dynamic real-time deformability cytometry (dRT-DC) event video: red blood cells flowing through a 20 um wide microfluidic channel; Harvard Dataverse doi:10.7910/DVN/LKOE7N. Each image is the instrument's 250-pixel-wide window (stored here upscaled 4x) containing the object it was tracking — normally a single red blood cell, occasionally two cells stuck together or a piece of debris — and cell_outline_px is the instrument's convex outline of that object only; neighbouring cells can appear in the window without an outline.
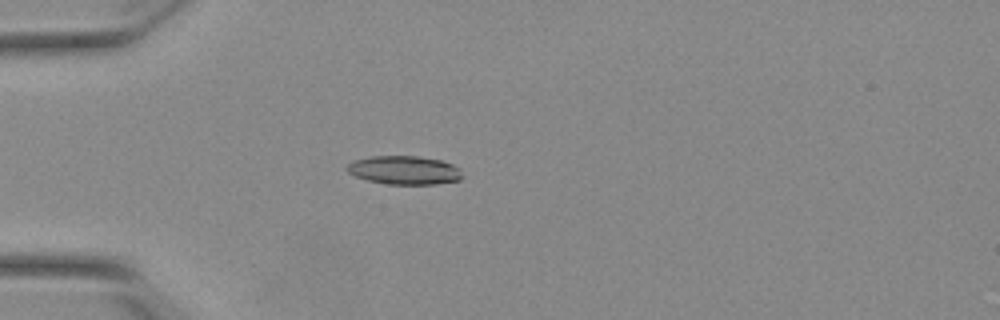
{"species": "Egyptian fruit bat (a non-hibernating species)", "species_latin": "Rousettus aegyptiacus", "temperature_condition": "warm", "stored_images_in_passage": 54, "camera_frame_rate_fps": 3000, "um_per_image_px": 0.085, "animal": {"sex": "female"}, "frame": {"image": 1, "passage_image": 16, "time_ms": 5.0, "image_size_px": [1000, 320], "cell_outline_px": [[460, 180], [436, 184], [388, 184], [368, 180], [356, 176], [348, 172], [344, 168], [352, 160], [372, 156], [416, 156], [440, 160], [452, 164], [460, 168]], "centroid_in_image_um": [34.33, 14.46], "position_along_channel_um": 50.7, "area_um2": 19.13}}
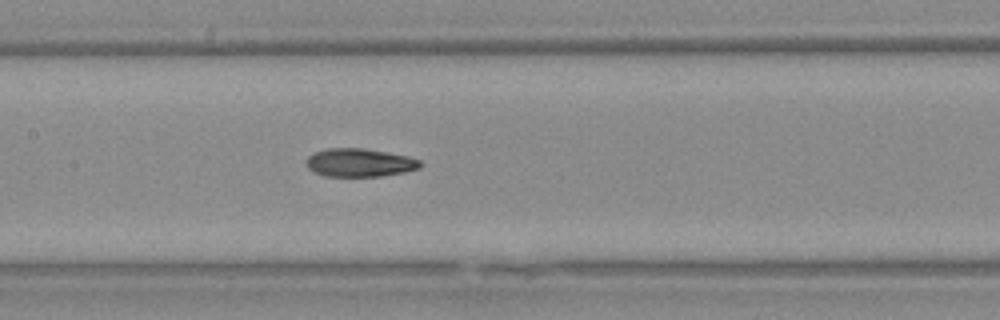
{"frame": {"image": 2, "passage_image": 27, "time_ms": 8.667, "image_size_px": [1000, 320], "cell_outline_px": [[424, 164], [420, 168], [404, 172], [380, 176], [324, 176], [308, 168], [308, 156], [312, 152], [328, 148], [364, 148], [408, 156], [420, 160]], "centroid_in_image_um": [30.6, 13.82], "position_along_channel_um": 176.8, "area_um2": 18.73}}
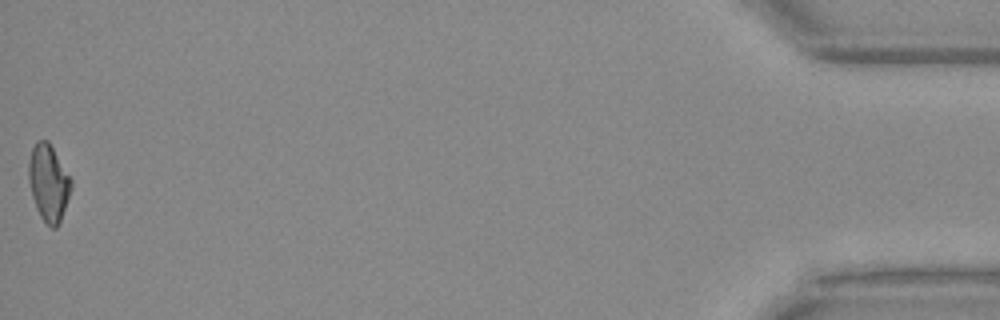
{"frame": {"image": 3, "passage_image": 54, "time_ms": 17.667, "image_size_px": [1000, 320], "cell_outline_px": [[72, 188], [60, 224], [56, 228], [52, 228], [40, 216], [36, 208], [32, 196], [28, 180], [28, 164], [32, 148], [36, 140], [48, 140], [72, 180]], "centroid_in_image_um": [4.13, 15.55], "position_along_channel_um": 431.1, "area_um2": 19.07}, "authors_computed_cell_mechanics": {"area_um2": 18.9006, "velocity_mm_per_s": 3.864, "shape_relaxation_time_tau1_ms": 6.1158, "shape_relaxation_time_tau2_ms": 2.5428, "deformation_change_tau1": 0.1908, "deformation_change_tau2": 0.0944}}